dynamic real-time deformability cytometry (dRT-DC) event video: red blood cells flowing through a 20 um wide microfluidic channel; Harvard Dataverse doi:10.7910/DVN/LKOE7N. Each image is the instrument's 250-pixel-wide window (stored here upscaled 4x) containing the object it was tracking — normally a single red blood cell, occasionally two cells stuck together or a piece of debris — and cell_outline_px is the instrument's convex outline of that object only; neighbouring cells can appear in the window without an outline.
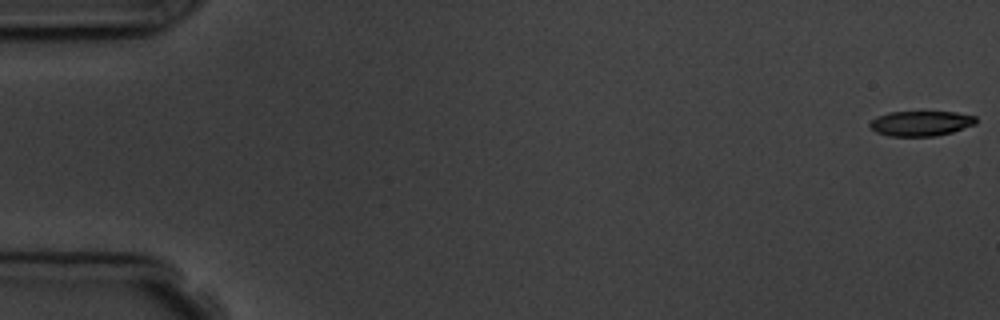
{"species": "common noctule bat (a hibernating species)", "species_latin": "Nyctalus noctula", "temperature_condition": "room temperature", "stored_images_in_passage": 4, "camera_frame_rate_fps": 3000, "um_per_image_px": 0.085, "animal": {"sex": "male", "body_mass_g": 19.5, "forearm_length_mm": 54.6}, "frame": {"image": 1, "passage_image": 1, "time_ms": 0.0, "image_size_px": [1000, 320], "cell_outline_px": [[976, 124], [952, 132], [936, 136], [888, 136], [876, 132], [868, 124], [876, 116], [888, 112], [956, 112], [976, 116]], "centroid_in_image_um": [78.27, 10.49], "position_along_channel_um": 6.7, "area_um2": 15.55}}